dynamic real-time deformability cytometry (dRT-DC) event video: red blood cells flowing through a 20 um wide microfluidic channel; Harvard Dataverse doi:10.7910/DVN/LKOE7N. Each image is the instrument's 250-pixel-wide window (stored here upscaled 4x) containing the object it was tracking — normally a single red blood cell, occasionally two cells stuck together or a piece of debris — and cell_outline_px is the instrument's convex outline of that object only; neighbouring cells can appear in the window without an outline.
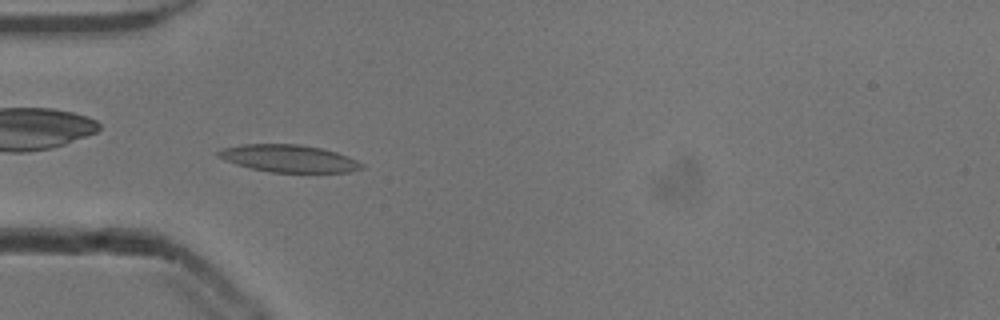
{"species": "common noctule bat (a hibernating species)", "species_latin": "Nyctalus noctula", "temperature_condition": "cold", "stored_images_in_passage": 38, "camera_frame_rate_fps": 3000, "um_per_image_px": 0.085, "animal": {"sex": "male", "body_mass_g": 13.3}, "frame": {"image": 1, "passage_image": 11, "time_ms": 3.333, "image_size_px": [1000, 320], "cell_outline_px": [[364, 168], [348, 172], [268, 172], [236, 164], [224, 160], [216, 156], [216, 152], [224, 148], [244, 144], [300, 144], [320, 148], [336, 152], [348, 156], [364, 164]], "centroid_in_image_um": [24.55, 13.47], "position_along_channel_um": 60.5, "area_um2": 22.77}}
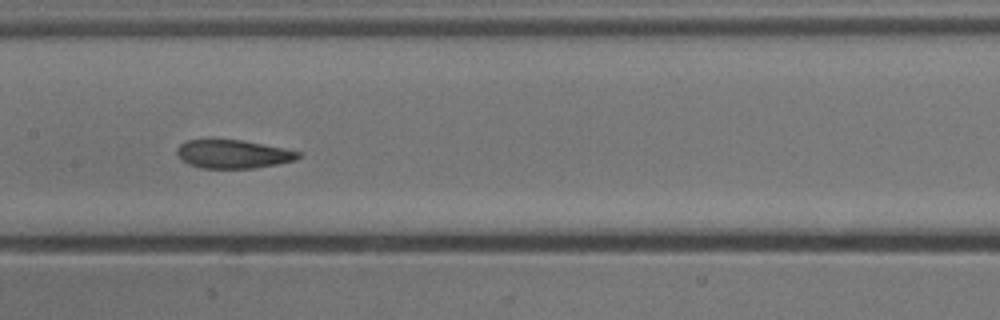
{"frame": {"image": 2, "passage_image": 21, "time_ms": 6.667, "image_size_px": [1000, 320], "cell_outline_px": [[300, 156], [296, 160], [276, 164], [252, 168], [204, 168], [188, 164], [176, 152], [176, 148], [180, 144], [188, 140], [240, 140], [284, 148], [300, 152]], "centroid_in_image_um": [19.82, 13.1], "position_along_channel_um": 187.6, "area_um2": 19.77}}
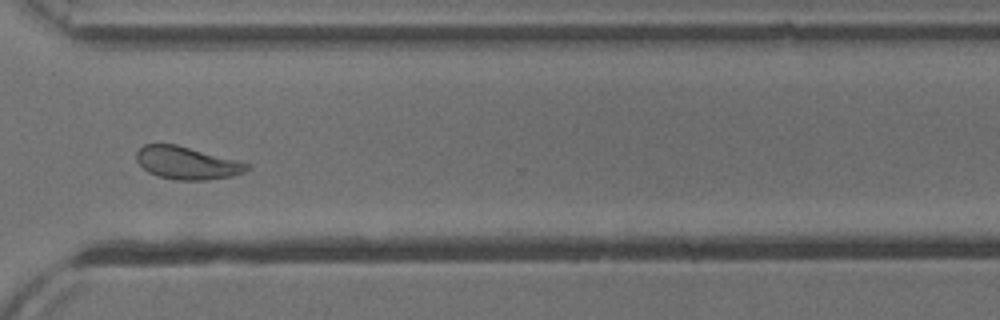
{"frame": {"image": 3, "passage_image": 34, "time_ms": 11.0, "image_size_px": [1000, 320], "cell_outline_px": [[252, 168], [244, 172], [232, 176], [208, 180], [176, 180], [160, 176], [148, 172], [136, 160], [136, 152], [144, 144], [176, 144], [248, 164]], "centroid_in_image_um": [15.87, 13.86], "position_along_channel_um": 354.7, "area_um2": 20.69}}